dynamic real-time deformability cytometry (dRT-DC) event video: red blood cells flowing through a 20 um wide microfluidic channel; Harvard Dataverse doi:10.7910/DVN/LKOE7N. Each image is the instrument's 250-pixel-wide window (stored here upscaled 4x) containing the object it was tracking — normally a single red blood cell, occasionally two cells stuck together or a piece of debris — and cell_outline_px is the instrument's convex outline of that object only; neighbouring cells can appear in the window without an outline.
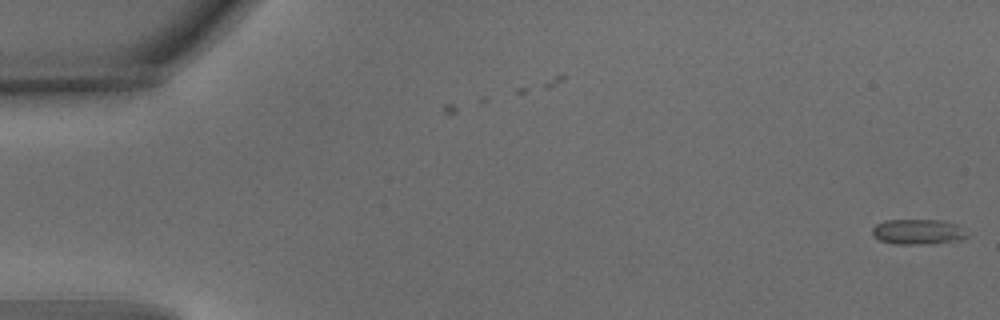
{"species": "common noctule bat (a hibernating species)", "species_latin": "Nyctalus noctula", "temperature_condition": "warm", "stored_images_in_passage": 6, "camera_frame_rate_fps": 3000, "um_per_image_px": 0.085, "animal": {"sex": "male", "body_mass_g": 15.6}, "frame": {"image": 1, "passage_image": 6, "time_ms": 1.667, "image_size_px": [1000, 320], "cell_outline_px": [[968, 236], [960, 240], [932, 244], [892, 244], [880, 240], [872, 232], [872, 228], [876, 224], [884, 220], [944, 220], [956, 224]], "centroid_in_image_um": [78.01, 19.7], "position_along_channel_um": 7.0, "area_um2": 13.93}}